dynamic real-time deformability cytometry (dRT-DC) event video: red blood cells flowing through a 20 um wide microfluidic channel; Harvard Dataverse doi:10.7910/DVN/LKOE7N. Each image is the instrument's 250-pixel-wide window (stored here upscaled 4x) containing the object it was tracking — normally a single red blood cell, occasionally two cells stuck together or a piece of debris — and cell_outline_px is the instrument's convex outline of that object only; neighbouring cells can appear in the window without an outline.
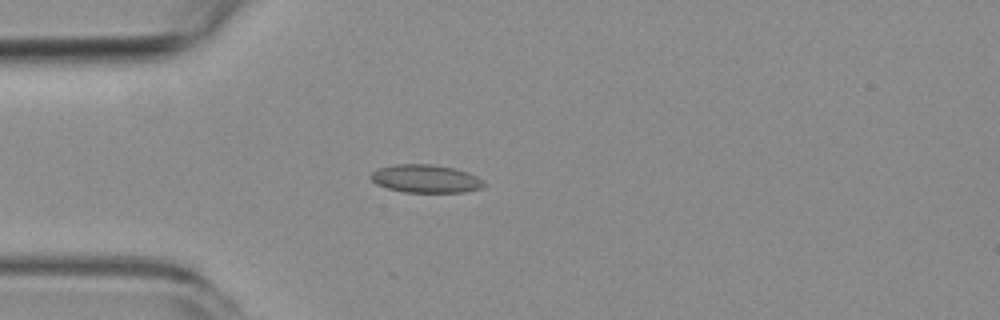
{"species": "common noctule bat (a hibernating species)", "species_latin": "Nyctalus noctula", "temperature_condition": "room temperature", "stored_images_in_passage": 4, "camera_frame_rate_fps": 3000, "um_per_image_px": 0.085, "animal": {"sex": "female", "body_mass_g": 19.3, "forearm_length_mm": 54.1}, "frame": {"image": 1, "passage_image": 3, "time_ms": 2.333, "image_size_px": [1000, 320], "cell_outline_px": [[488, 184], [484, 188], [464, 192], [404, 192], [388, 188], [376, 184], [368, 176], [372, 172], [380, 168], [396, 164], [432, 164], [452, 168], [468, 172], [484, 180]], "centroid_in_image_um": [36.23, 15.2], "position_along_channel_um": 48.8, "area_um2": 18.61}}